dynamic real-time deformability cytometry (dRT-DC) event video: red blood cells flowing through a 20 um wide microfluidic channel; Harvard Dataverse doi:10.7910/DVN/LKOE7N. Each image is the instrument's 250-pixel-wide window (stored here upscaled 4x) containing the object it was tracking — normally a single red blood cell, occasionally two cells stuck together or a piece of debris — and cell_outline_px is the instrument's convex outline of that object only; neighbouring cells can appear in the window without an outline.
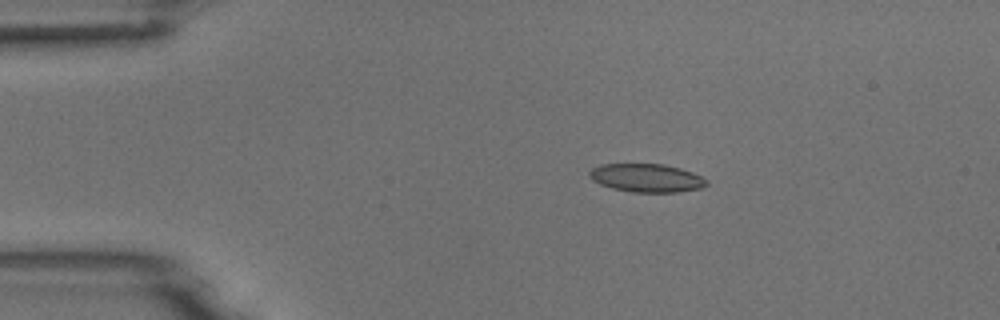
{"species": "common noctule bat (a hibernating species)", "species_latin": "Nyctalus noctula", "temperature_condition": "room temperature", "stored_images_in_passage": 8, "camera_frame_rate_fps": 3000, "um_per_image_px": 0.085, "animal": {"sex": "male", "body_mass_g": 18.8}, "frame": {"image": 1, "passage_image": 3, "time_ms": 2.333, "image_size_px": [1000, 320], "cell_outline_px": [[708, 184], [700, 188], [680, 192], [632, 192], [612, 188], [600, 184], [592, 180], [588, 176], [588, 172], [592, 168], [600, 164], [664, 164], [680, 168], [692, 172], [708, 180]], "centroid_in_image_um": [54.94, 15.12], "position_along_channel_um": 30.1, "area_um2": 19.42}}
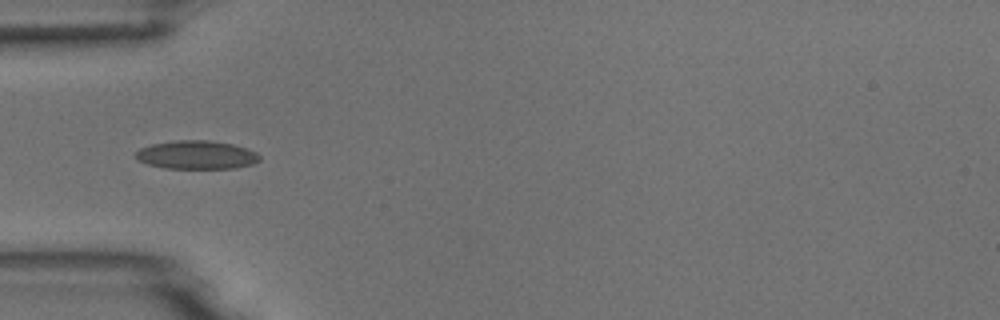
{"frame": {"image": 2, "passage_image": 5, "time_ms": 4.667, "image_size_px": [1000, 320], "cell_outline_px": [[260, 160], [252, 164], [236, 168], [164, 168], [148, 164], [136, 160], [136, 152], [140, 148], [152, 144], [180, 140], [208, 140], [232, 144], [256, 152], [260, 156]], "centroid_in_image_um": [16.7, 13.17], "position_along_channel_um": 68.3, "area_um2": 20.4}}